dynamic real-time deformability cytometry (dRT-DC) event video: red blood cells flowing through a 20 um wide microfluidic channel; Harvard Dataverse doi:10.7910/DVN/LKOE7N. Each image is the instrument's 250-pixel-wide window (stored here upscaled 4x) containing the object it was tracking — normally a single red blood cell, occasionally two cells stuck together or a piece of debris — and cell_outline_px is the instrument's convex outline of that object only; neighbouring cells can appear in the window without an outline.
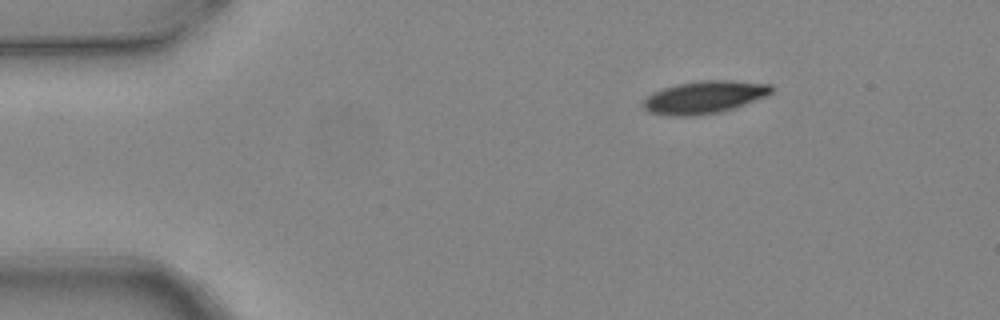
{"species": "common noctule bat (a hibernating species)", "species_latin": "Nyctalus noctula", "temperature_condition": "warm", "stored_images_in_passage": 5, "segment_of_instrument_passage": [2, 2], "camera_frame_rate_fps": 3000, "um_per_image_px": 0.085, "animal": {"sex": "female", "body_mass_g": 24.6, "forearm_length_mm": 56.2}, "frame": {"image": 1, "passage_image": 5, "time_ms": 1.333, "image_size_px": [1000, 320], "cell_outline_px": [[776, 88], [768, 96], [720, 112], [696, 116], [668, 116], [648, 112], [644, 108], [644, 100], [652, 92], [676, 84], [704, 80], [732, 80], [772, 84]], "centroid_in_image_um": [59.9, 8.26], "position_along_channel_um": 25.1, "area_um2": 24.51}}